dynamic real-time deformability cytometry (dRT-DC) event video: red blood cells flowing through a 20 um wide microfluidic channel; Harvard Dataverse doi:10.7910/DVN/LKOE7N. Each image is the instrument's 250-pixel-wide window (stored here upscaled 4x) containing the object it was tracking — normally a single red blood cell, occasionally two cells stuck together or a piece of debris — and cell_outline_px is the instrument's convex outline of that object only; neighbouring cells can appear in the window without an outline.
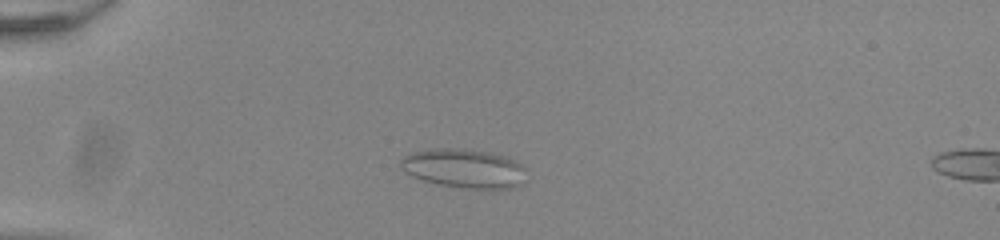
{"species": "common noctule bat (a hibernating species)", "species_latin": "Nyctalus noctula", "temperature_condition": "room temperature", "stored_images_in_passage": 8, "camera_frame_rate_fps": 3000, "um_per_image_px": 0.085, "animal": {"sex": "male", "body_mass_g": 20.0, "forearm_length_mm": 53.3}, "frame": {"image": 1, "passage_image": 5, "time_ms": 1.333, "image_size_px": [1000, 240], "cell_outline_px": [[528, 168], [516, 184], [508, 188], [468, 188], [440, 184], [424, 180], [412, 176], [404, 172], [400, 168], [400, 160], [404, 156], [412, 152], [432, 148], [464, 148], [492, 152], [504, 156]], "centroid_in_image_um": [39.36, 14.27], "position_along_channel_um": 45.6, "area_um2": 28.26}}